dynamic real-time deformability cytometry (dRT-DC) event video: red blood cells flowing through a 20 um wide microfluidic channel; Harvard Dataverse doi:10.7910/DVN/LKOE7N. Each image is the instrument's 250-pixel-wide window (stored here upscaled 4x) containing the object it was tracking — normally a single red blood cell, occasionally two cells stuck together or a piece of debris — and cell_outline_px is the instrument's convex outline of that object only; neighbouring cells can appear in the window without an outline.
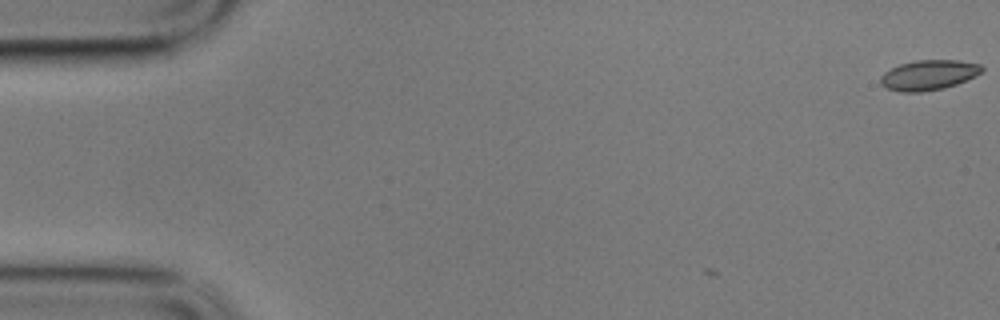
{"species": "common noctule bat (a hibernating species)", "species_latin": "Nyctalus noctula", "temperature_condition": "cold", "stored_images_in_passage": 3, "camera_frame_rate_fps": 3000, "um_per_image_px": 0.085, "animal": {"sex": "male", "body_mass_g": 17.9}, "frame": {"image": 1, "passage_image": 1, "time_ms": 0.0, "image_size_px": [1000, 320], "cell_outline_px": [[984, 68], [976, 76], [956, 84], [944, 88], [920, 92], [900, 92], [884, 88], [880, 84], [880, 76], [884, 72], [900, 64], [916, 60], [956, 60], [980, 64]], "centroid_in_image_um": [78.9, 6.38], "position_along_channel_um": 6.1, "area_um2": 17.8}}